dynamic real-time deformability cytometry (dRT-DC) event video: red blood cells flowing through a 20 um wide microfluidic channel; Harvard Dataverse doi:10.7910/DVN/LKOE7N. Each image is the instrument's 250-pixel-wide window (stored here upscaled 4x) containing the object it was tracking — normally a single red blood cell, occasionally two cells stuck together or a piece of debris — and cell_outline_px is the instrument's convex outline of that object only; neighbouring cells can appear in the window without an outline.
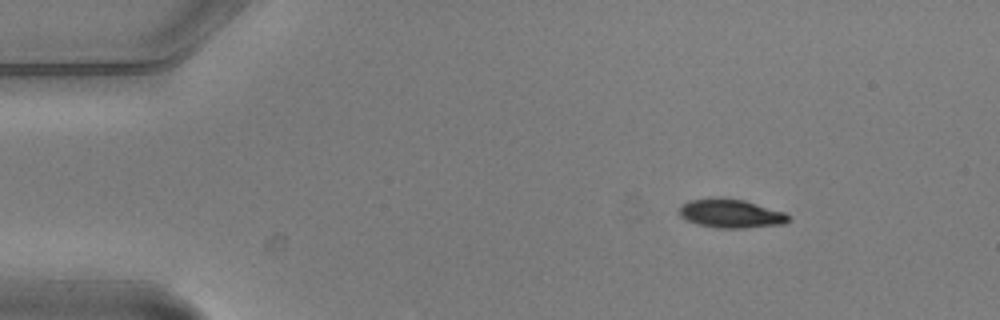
{"species": "common noctule bat (a hibernating species)", "species_latin": "Nyctalus noctula", "temperature_condition": "warm", "stored_images_in_passage": 6, "camera_frame_rate_fps": 3000, "um_per_image_px": 0.085, "animal": {"sex": "male", "body_mass_g": 20.5, "forearm_length_mm": 52.5}, "frame": {"image": 1, "passage_image": 1, "time_ms": 0.0, "image_size_px": [1000, 320], "cell_outline_px": [[792, 220], [784, 224], [744, 228], [716, 228], [684, 220], [680, 216], [680, 204], [688, 200], [712, 196], [744, 200], [784, 212], [792, 216]], "centroid_in_image_um": [62.11, 18.13], "position_along_channel_um": 22.9, "area_um2": 18.67}}
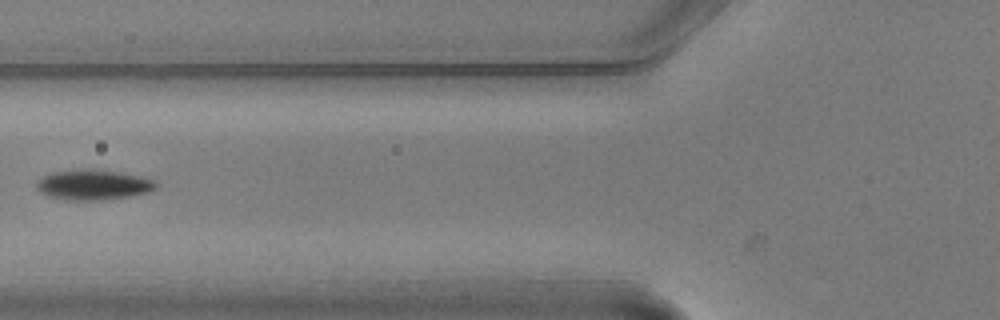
{"frame": {"image": 2, "passage_image": 5, "time_ms": 1.333, "image_size_px": [1000, 320], "cell_outline_px": [[160, 184], [156, 188], [148, 192], [128, 196], [100, 200], [64, 200], [48, 196], [40, 192], [36, 188], [36, 184], [44, 176], [52, 172], [80, 168], [92, 168], [116, 172], [156, 180]], "centroid_in_image_um": [7.91, 15.7], "position_along_channel_um": 117.9, "area_um2": 21.04}}
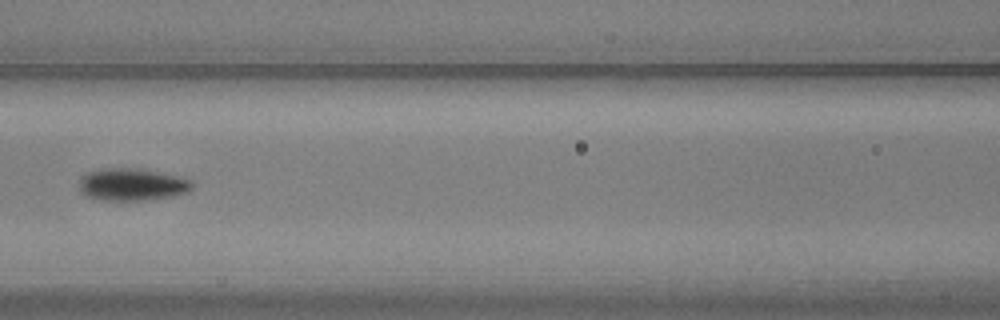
{"frame": {"image": 3, "passage_image": 6, "time_ms": 1.667, "image_size_px": [1000, 320], "cell_outline_px": [[192, 188], [188, 192], [172, 196], [144, 200], [100, 200], [84, 196], [80, 192], [80, 180], [88, 172], [100, 168], [144, 168], [184, 176], [192, 180]], "centroid_in_image_um": [11.26, 15.66], "position_along_channel_um": 155.3, "area_um2": 21.73}}